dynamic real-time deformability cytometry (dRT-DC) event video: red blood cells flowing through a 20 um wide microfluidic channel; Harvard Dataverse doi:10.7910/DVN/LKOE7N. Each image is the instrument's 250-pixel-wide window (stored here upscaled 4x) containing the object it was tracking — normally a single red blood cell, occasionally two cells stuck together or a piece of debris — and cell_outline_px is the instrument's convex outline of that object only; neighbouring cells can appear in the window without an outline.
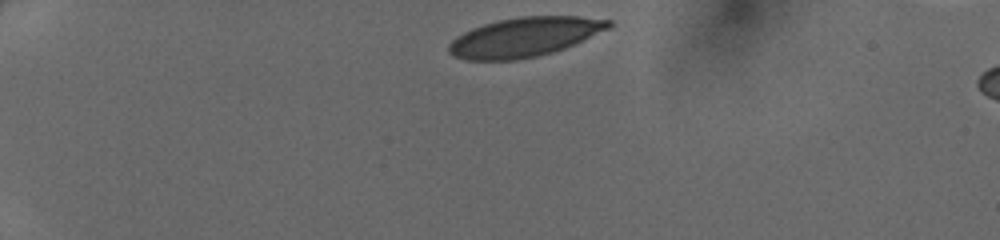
{"species": "human", "species_latin": "Homo sapiens", "temperature_condition": "cold", "stored_images_in_passage": 37, "camera_frame_rate_fps": 3000, "um_per_image_px": 0.085, "donor": {"sex": "female"}, "frame": {"image": 1, "passage_image": 1, "time_ms": 0.0, "image_size_px": [1000, 240], "cell_outline_px": [[612, 24], [608, 28], [564, 48], [552, 52], [536, 56], [516, 60], [464, 60], [452, 56], [448, 52], [448, 44], [456, 36], [472, 28], [484, 24], [500, 20], [520, 16], [580, 16], [612, 20]], "centroid_in_image_um": [44.53, 3.15], "position_along_channel_um": 40.5, "area_um2": 36.41}}
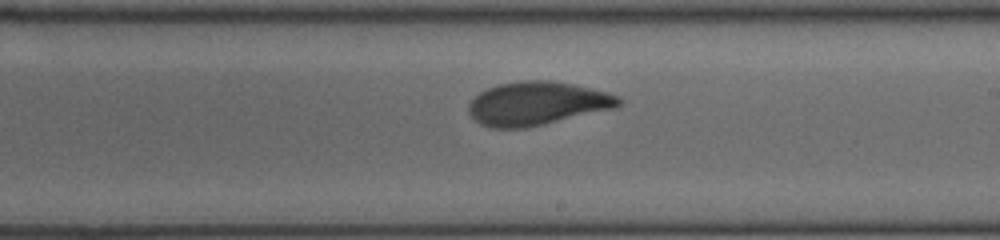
{"frame": {"image": 2, "passage_image": 20, "time_ms": 6.333, "image_size_px": [1000, 240], "cell_outline_px": [[624, 100], [616, 108], [544, 124], [524, 128], [492, 128], [480, 124], [468, 112], [468, 104], [480, 92], [496, 84], [520, 80], [548, 80], [572, 84], [608, 92], [620, 96]], "centroid_in_image_um": [45.67, 8.79], "position_along_channel_um": 243.3, "area_um2": 38.15}}
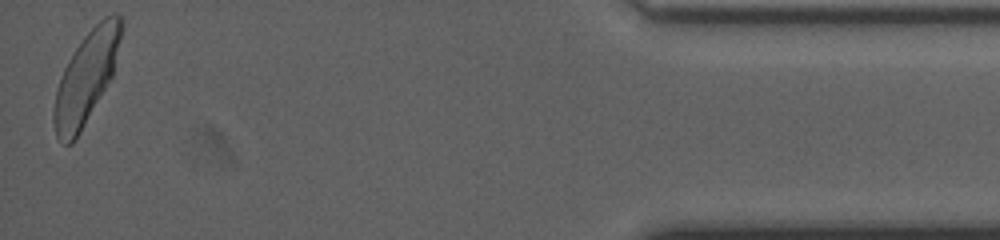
{"frame": {"image": 3, "passage_image": 37, "time_ms": 12.0, "image_size_px": [1000, 240], "cell_outline_px": [[124, 24], [112, 76], [80, 132], [72, 144], [64, 144], [56, 136], [52, 120], [52, 112], [56, 92], [64, 68], [68, 60], [84, 36], [104, 16], [116, 12], [120, 16]], "centroid_in_image_um": [7.32, 6.58], "position_along_channel_um": 427.9, "area_um2": 35.55}}